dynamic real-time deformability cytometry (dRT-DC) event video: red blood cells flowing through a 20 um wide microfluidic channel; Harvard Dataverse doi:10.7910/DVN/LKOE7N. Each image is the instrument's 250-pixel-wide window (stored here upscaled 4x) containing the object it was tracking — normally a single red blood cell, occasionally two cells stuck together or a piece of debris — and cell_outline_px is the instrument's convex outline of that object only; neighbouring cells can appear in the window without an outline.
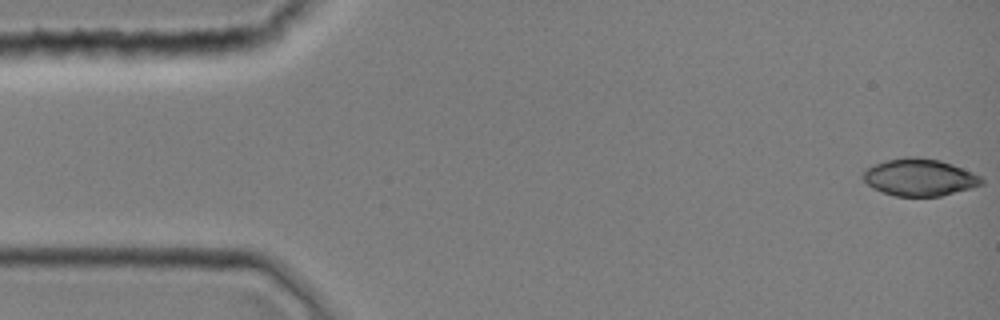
{"species": "common noctule bat (a hibernating species)", "species_latin": "Nyctalus noctula", "temperature_condition": "room temperature", "stored_images_in_passage": 43, "camera_frame_rate_fps": 3000, "um_per_image_px": 0.085, "animal": {"sex": "female", "body_mass_g": 19.0, "forearm_length_mm": 51.5}, "frame": {"image": 1, "passage_image": 1, "time_ms": 0.0, "image_size_px": [1000, 320], "cell_outline_px": [[984, 184], [972, 188], [940, 196], [896, 196], [872, 188], [860, 176], [864, 168], [872, 164], [904, 156], [920, 156], [940, 160], [952, 164], [972, 172], [980, 176], [984, 180]], "centroid_in_image_um": [78.13, 15.06], "position_along_channel_um": 6.9, "area_um2": 25.95}}
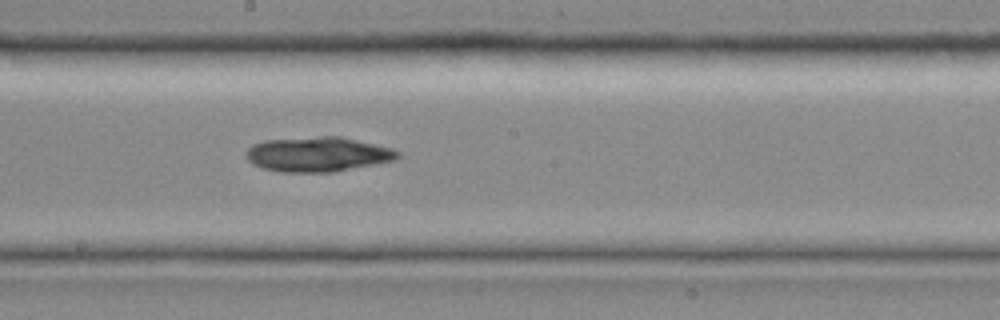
{"frame": {"image": 2, "passage_image": 24, "time_ms": 7.667, "image_size_px": [1000, 320], "cell_outline_px": [[400, 156], [396, 160], [332, 172], [280, 172], [260, 168], [252, 164], [244, 156], [244, 152], [252, 144], [264, 140], [320, 136], [340, 136], [376, 144], [392, 148], [400, 152]], "centroid_in_image_um": [26.97, 13.11], "position_along_channel_um": 221.2, "area_um2": 31.04}}
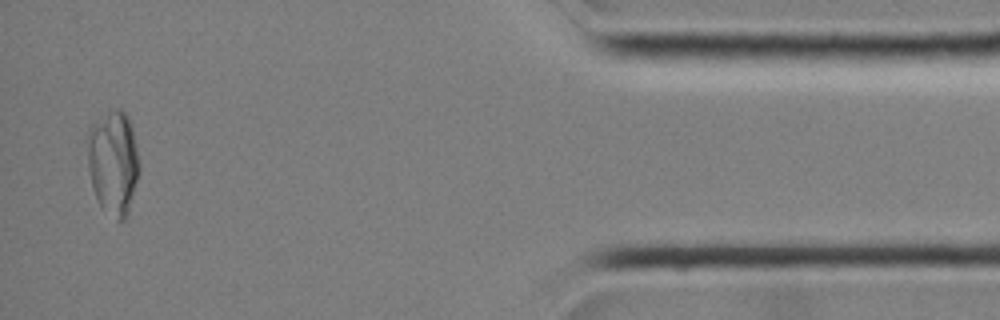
{"frame": {"image": 3, "passage_image": 42, "time_ms": 13.667, "image_size_px": [1000, 320], "cell_outline_px": [[140, 172], [128, 216], [124, 220], [116, 220], [100, 208], [92, 188], [88, 168], [84, 140], [88, 124], [108, 112], [116, 108], [120, 108], [128, 116], [132, 128], [140, 164]], "centroid_in_image_um": [9.59, 13.81], "position_along_channel_um": 425.6, "area_um2": 32.83}}